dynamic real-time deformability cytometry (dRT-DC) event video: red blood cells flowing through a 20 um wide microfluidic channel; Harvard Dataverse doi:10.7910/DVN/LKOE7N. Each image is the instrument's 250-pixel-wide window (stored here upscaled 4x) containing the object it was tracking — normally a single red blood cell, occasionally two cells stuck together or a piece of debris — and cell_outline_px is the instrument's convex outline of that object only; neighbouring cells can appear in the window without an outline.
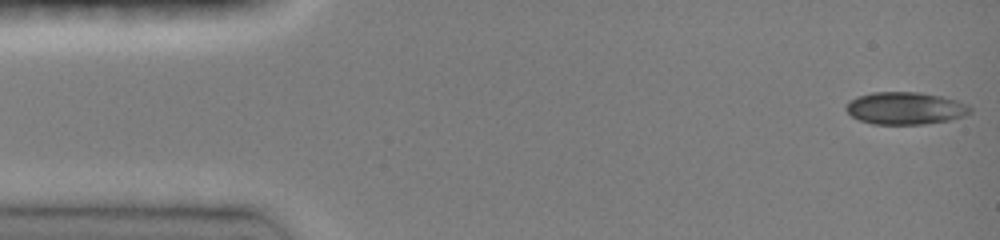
{"species": "common noctule bat (a hibernating species)", "species_latin": "Nyctalus noctula", "temperature_condition": "room temperature", "stored_images_in_passage": 46, "camera_frame_rate_fps": 3000, "um_per_image_px": 0.085, "animal": {"sex": "female", "body_mass_g": 19.0, "forearm_length_mm": 51.5}, "frame": {"image": 1, "passage_image": 1, "time_ms": 0.0, "image_size_px": [1000, 240], "cell_outline_px": [[972, 112], [964, 116], [948, 120], [924, 124], [872, 124], [860, 120], [852, 116], [844, 108], [848, 100], [856, 96], [872, 92], [920, 92], [940, 96], [956, 100], [968, 104], [972, 108]], "centroid_in_image_um": [76.93, 9.19], "position_along_channel_um": 8.1, "area_um2": 23.58}}
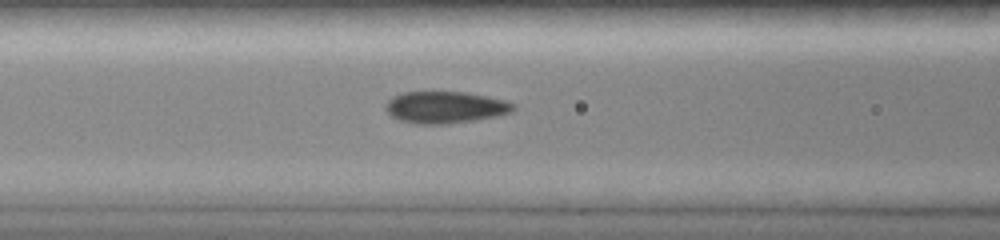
{"frame": {"image": 2, "passage_image": 18, "time_ms": 5.667, "image_size_px": [1000, 240], "cell_outline_px": [[516, 108], [512, 112], [496, 116], [448, 124], [416, 124], [400, 120], [392, 116], [384, 108], [384, 104], [392, 96], [404, 92], [464, 92], [504, 100], [516, 104]], "centroid_in_image_um": [37.82, 9.12], "position_along_channel_um": 128.8, "area_um2": 23.64}}
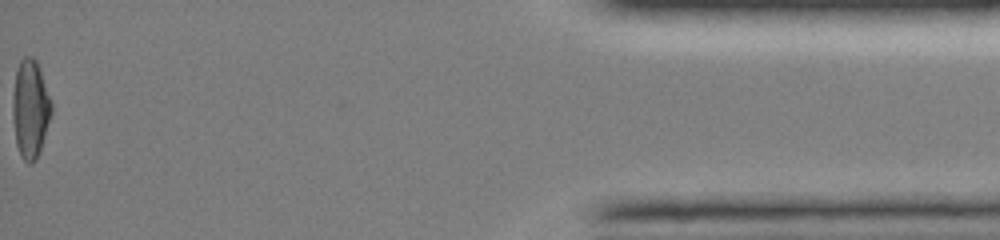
{"frame": {"image": 3, "passage_image": 46, "time_ms": 15.0, "image_size_px": [1000, 240], "cell_outline_px": [[52, 112], [36, 160], [32, 164], [28, 164], [20, 156], [16, 144], [12, 116], [12, 96], [16, 68], [20, 60], [24, 56], [32, 56], [36, 60], [40, 68], [52, 100]], "centroid_in_image_um": [2.56, 9.22], "position_along_channel_um": 432.6, "area_um2": 22.54}, "authors_computed_cell_mechanics": {"area_um2": 22.542, "velocity_mm_per_s": 4.1525, "shape_relaxation_time_tau1_ms": 9.9758, "shape_relaxation_time_tau2_ms": 1.4542, "deformation_change_tau1": 0.2335, "deformation_change_tau2": 0.0354}}